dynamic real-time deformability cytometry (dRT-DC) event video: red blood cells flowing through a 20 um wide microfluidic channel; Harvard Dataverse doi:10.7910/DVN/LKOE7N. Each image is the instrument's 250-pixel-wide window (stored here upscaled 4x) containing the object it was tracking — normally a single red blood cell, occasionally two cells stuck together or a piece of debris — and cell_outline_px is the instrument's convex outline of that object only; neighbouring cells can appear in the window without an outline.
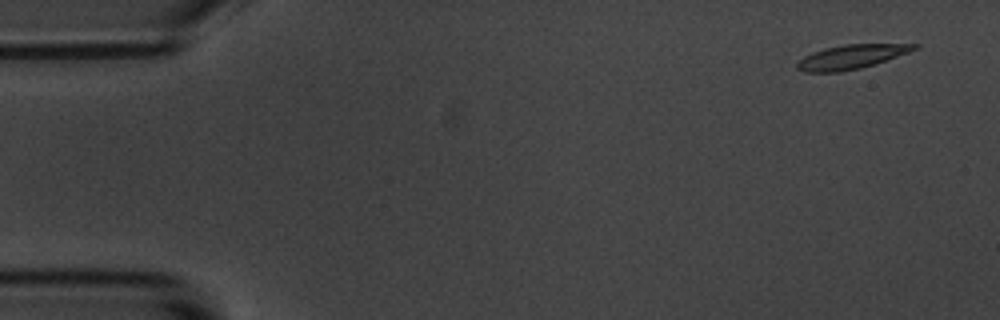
{"species": "common noctule bat (a hibernating species)", "species_latin": "Nyctalus noctula", "temperature_condition": "room temperature", "stored_images_in_passage": 4, "camera_frame_rate_fps": 3000, "um_per_image_px": 0.085, "animal": {"sex": "male", "body_mass_g": 20.1, "forearm_length_mm": 53.5}, "frame": {"image": 1, "passage_image": 1, "time_ms": 0.0, "image_size_px": [1000, 320], "cell_outline_px": [[920, 48], [876, 64], [860, 68], [840, 72], [804, 72], [796, 68], [796, 64], [804, 56], [812, 52], [824, 48], [844, 44], [920, 44]], "centroid_in_image_um": [72.37, 4.83], "position_along_channel_um": 12.6, "area_um2": 16.59}}
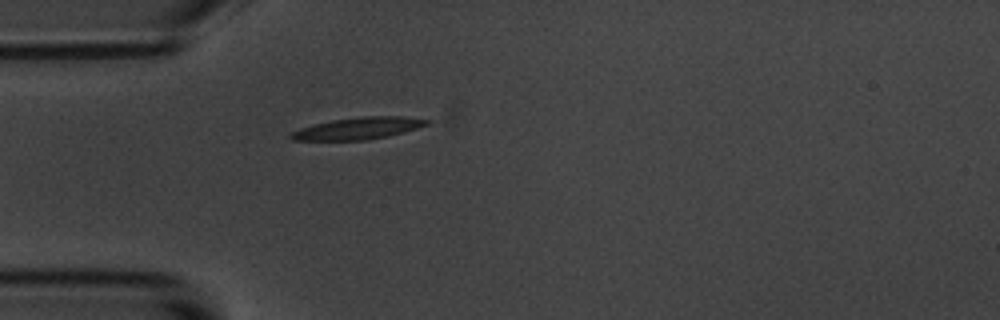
{"frame": {"image": 2, "passage_image": 4, "time_ms": 4.333, "image_size_px": [1000, 320], "cell_outline_px": [[432, 120], [428, 124], [404, 132], [388, 136], [364, 140], [292, 140], [288, 136], [292, 132], [300, 128], [312, 124], [332, 120], [360, 116], [400, 116]], "centroid_in_image_um": [30.43, 10.9], "position_along_channel_um": 54.6, "area_um2": 17.34}}